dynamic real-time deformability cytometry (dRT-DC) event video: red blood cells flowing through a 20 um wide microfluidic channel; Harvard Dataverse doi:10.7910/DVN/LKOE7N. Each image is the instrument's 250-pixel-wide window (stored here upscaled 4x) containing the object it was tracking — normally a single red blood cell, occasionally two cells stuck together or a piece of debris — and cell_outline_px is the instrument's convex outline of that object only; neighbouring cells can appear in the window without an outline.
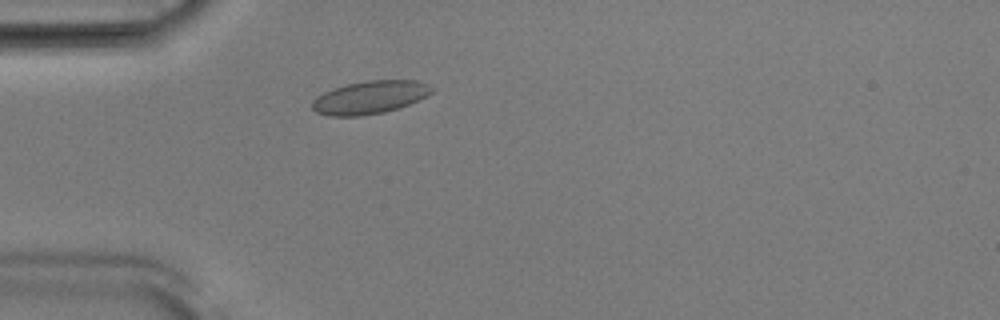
{"species": "Egyptian fruit bat (a non-hibernating species)", "species_latin": "Rousettus aegyptiacus", "temperature_condition": "room temperature", "stored_images_in_passage": 46, "camera_frame_rate_fps": 3000, "um_per_image_px": 0.085, "animal": {"sex": "male"}, "frame": {"image": 1, "passage_image": 9, "time_ms": 2.667, "image_size_px": [1000, 320], "cell_outline_px": [[436, 88], [432, 92], [408, 104], [384, 112], [360, 116], [332, 116], [316, 112], [312, 108], [312, 100], [316, 96], [324, 92], [348, 84], [364, 80], [416, 80], [428, 84]], "centroid_in_image_um": [31.42, 8.26], "position_along_channel_um": 53.6, "area_um2": 22.77}}
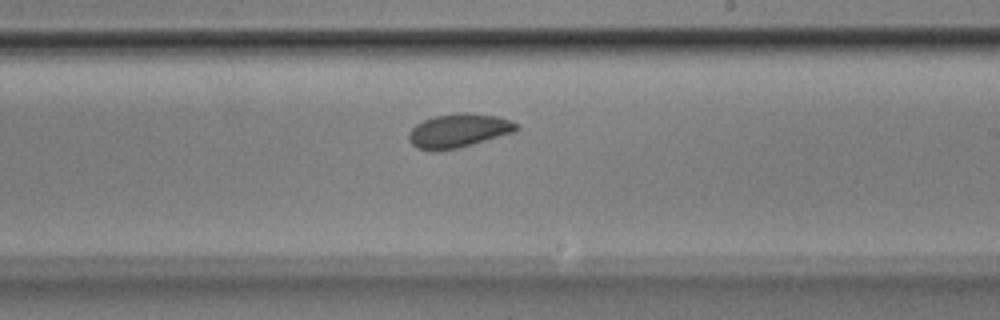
{"frame": {"image": 2, "passage_image": 25, "time_ms": 8.0, "image_size_px": [1000, 320], "cell_outline_px": [[520, 128], [516, 132], [472, 144], [456, 148], [416, 148], [408, 140], [408, 136], [412, 128], [416, 124], [432, 116], [460, 112], [468, 112], [500, 116], [512, 120], [520, 124]], "centroid_in_image_um": [39.07, 11.05], "position_along_channel_um": 249.9, "area_um2": 21.1}}
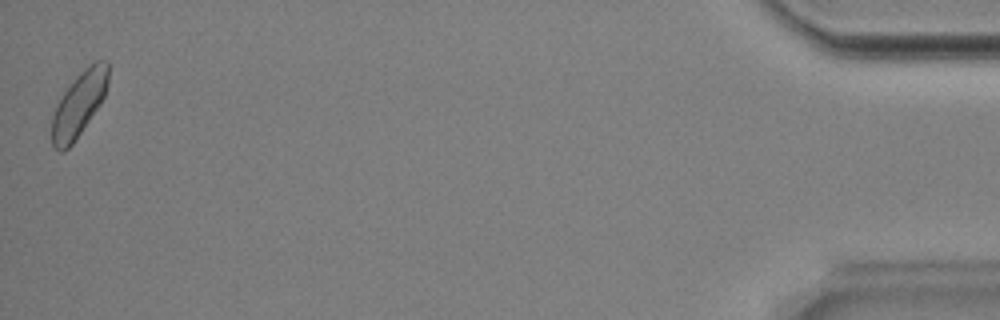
{"frame": {"image": 3, "passage_image": 46, "time_ms": 15.0, "image_size_px": [1000, 320], "cell_outline_px": [[108, 80], [104, 96], [100, 104], [72, 144], [64, 152], [60, 152], [52, 144], [52, 116], [64, 92], [76, 76], [92, 60], [108, 60]], "centroid_in_image_um": [6.72, 8.82], "position_along_channel_um": 428.5, "area_um2": 20.92}, "authors_computed_cell_mechanics": {"area_um2": 20.8658, "velocity_mm_per_s": 3.8542, "shape_relaxation_time_tau1_ms": 3.6826, "shape_relaxation_time_tau2_ms": null, "deformation_change_tau1": 0.0796, "deformation_change_tau2": null}}